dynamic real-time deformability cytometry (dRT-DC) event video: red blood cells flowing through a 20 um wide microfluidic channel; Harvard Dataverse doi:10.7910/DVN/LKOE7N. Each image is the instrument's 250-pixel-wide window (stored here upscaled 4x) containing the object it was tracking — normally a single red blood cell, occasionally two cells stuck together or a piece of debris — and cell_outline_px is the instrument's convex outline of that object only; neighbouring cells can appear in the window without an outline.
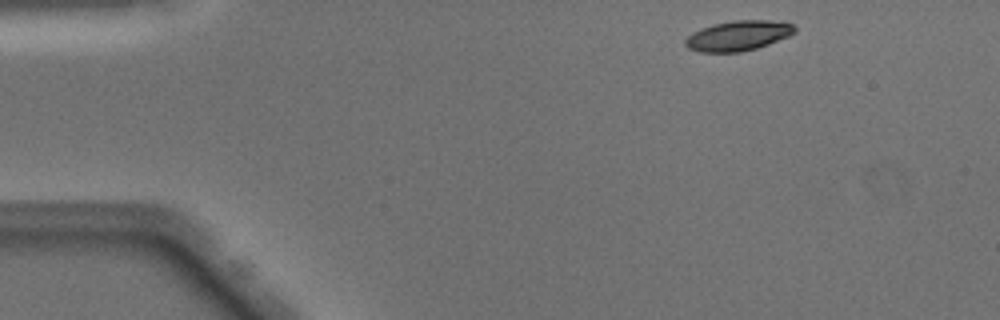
{"species": "Egyptian fruit bat (a non-hibernating species)", "species_latin": "Rousettus aegyptiacus", "temperature_condition": "warm", "stored_images_in_passage": 9, "camera_frame_rate_fps": 3000, "um_per_image_px": 0.085, "animal": {"sex": "male"}, "frame": {"image": 1, "passage_image": 2, "time_ms": 0.333, "image_size_px": [1000, 320], "cell_outline_px": [[796, 32], [788, 36], [768, 44], [756, 48], [740, 52], [700, 52], [688, 48], [684, 44], [684, 40], [692, 32], [700, 28], [712, 24], [732, 20], [768, 20], [792, 24], [796, 28]], "centroid_in_image_um": [62.7, 3.03], "position_along_channel_um": 22.3, "area_um2": 19.19}}